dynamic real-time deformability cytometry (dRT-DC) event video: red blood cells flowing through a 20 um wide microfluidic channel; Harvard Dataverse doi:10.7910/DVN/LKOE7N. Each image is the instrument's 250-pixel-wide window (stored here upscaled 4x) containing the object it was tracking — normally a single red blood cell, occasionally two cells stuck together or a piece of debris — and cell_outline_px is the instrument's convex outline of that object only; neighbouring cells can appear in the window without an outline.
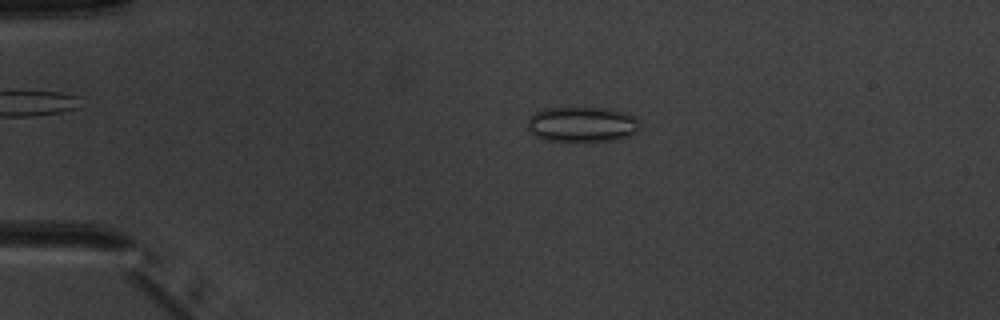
{"species": "common noctule bat (a hibernating species)", "species_latin": "Nyctalus noctula", "temperature_condition": "warm", "stored_images_in_passage": 5, "camera_frame_rate_fps": 3000, "um_per_image_px": 0.085, "animal": {"sex": "male", "body_mass_g": 20.1, "forearm_length_mm": 53.5}, "frame": {"image": 1, "passage_image": 4, "time_ms": 3.667, "image_size_px": [1000, 320], "cell_outline_px": [[640, 128], [636, 132], [628, 136], [612, 140], [584, 144], [572, 144], [544, 140], [532, 136], [528, 128], [528, 120], [536, 112], [544, 108], [604, 108], [624, 112], [636, 116], [640, 124]], "centroid_in_image_um": [49.46, 10.63], "position_along_channel_um": 35.5, "area_um2": 24.04}}